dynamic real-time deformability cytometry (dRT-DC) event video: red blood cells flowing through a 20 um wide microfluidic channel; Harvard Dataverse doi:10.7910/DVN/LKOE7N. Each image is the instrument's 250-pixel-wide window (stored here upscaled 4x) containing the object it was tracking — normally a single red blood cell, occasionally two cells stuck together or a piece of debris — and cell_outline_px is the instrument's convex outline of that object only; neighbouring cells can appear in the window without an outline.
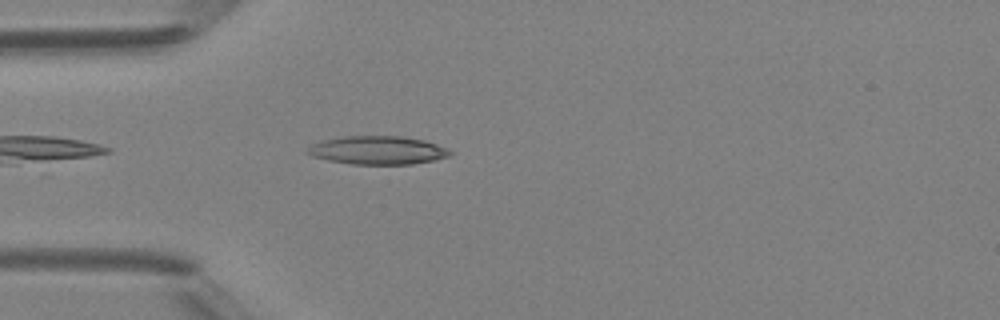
{"species": "Egyptian fruit bat (a non-hibernating species)", "species_latin": "Rousettus aegyptiacus", "temperature_condition": "room temperature", "stored_images_in_passage": 24, "camera_frame_rate_fps": 3000, "um_per_image_px": 0.085, "animal": {"sex": "female"}, "frame": {"image": 1, "passage_image": 3, "time_ms": 0.667, "image_size_px": [1000, 320], "cell_outline_px": [[452, 152], [448, 156], [432, 160], [412, 164], [352, 164], [328, 160], [312, 156], [308, 152], [308, 148], [312, 144], [320, 140], [344, 136], [400, 136], [424, 140], [436, 144]], "centroid_in_image_um": [32.06, 12.76], "position_along_channel_um": 52.9, "area_um2": 23.29}}
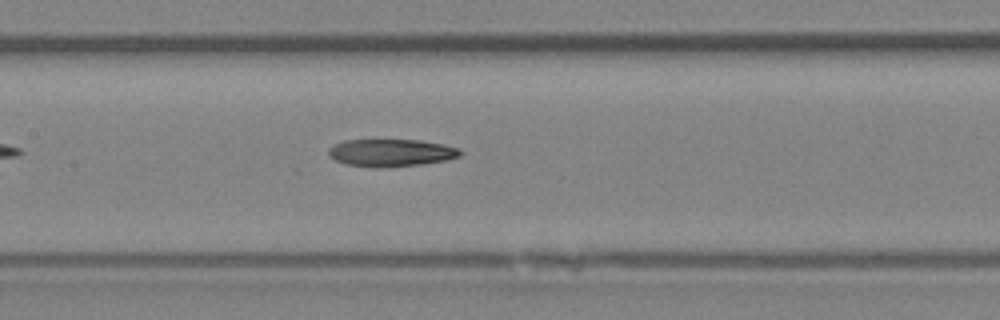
{"frame": {"image": 2, "passage_image": 12, "time_ms": 3.667, "image_size_px": [1000, 320], "cell_outline_px": [[464, 152], [460, 156], [448, 160], [420, 164], [380, 168], [376, 168], [344, 164], [328, 156], [328, 148], [344, 140], [420, 140], [444, 144], [460, 148]], "centroid_in_image_um": [33.26, 12.99], "position_along_channel_um": 174.1, "area_um2": 21.27}}
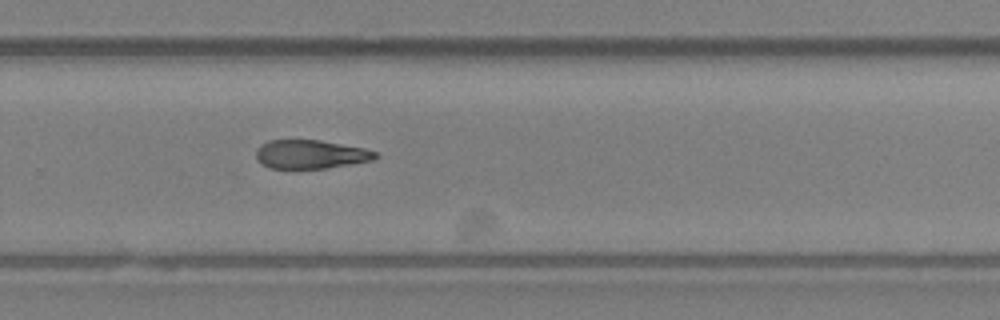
{"frame": {"image": 3, "passage_image": 21, "time_ms": 6.667, "image_size_px": [1000, 320], "cell_outline_px": [[380, 156], [372, 160], [324, 168], [268, 168], [260, 164], [256, 160], [256, 152], [260, 144], [268, 140], [320, 140], [364, 148], [376, 152]], "centroid_in_image_um": [26.35, 13.11], "position_along_channel_um": 303.4, "area_um2": 19.94}}